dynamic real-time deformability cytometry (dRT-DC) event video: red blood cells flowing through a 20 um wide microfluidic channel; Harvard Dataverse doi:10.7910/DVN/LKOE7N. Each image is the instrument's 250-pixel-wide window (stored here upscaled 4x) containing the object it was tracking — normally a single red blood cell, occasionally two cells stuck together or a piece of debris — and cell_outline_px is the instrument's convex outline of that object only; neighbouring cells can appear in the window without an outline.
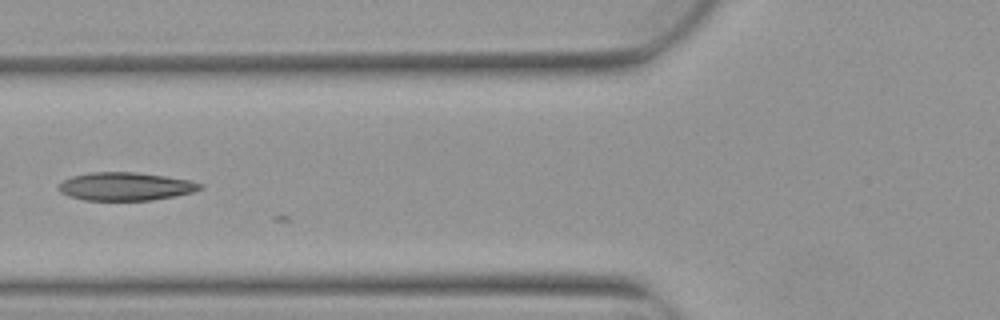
{"species": "Egyptian fruit bat (a non-hibernating species)", "species_latin": "Rousettus aegyptiacus", "temperature_condition": "warm", "stored_images_in_passage": 6, "camera_frame_rate_fps": 3000, "um_per_image_px": 0.085, "animal": {"sex": "female"}, "frame": {"image": 1, "passage_image": 6, "time_ms": 1.667, "image_size_px": [1000, 320], "cell_outline_px": [[204, 188], [192, 192], [176, 196], [152, 200], [84, 200], [68, 196], [60, 192], [56, 188], [56, 184], [72, 176], [88, 172], [136, 172], [164, 176], [188, 180], [204, 184]], "centroid_in_image_um": [10.63, 15.85], "position_along_channel_um": 115.2, "area_um2": 23.41}}